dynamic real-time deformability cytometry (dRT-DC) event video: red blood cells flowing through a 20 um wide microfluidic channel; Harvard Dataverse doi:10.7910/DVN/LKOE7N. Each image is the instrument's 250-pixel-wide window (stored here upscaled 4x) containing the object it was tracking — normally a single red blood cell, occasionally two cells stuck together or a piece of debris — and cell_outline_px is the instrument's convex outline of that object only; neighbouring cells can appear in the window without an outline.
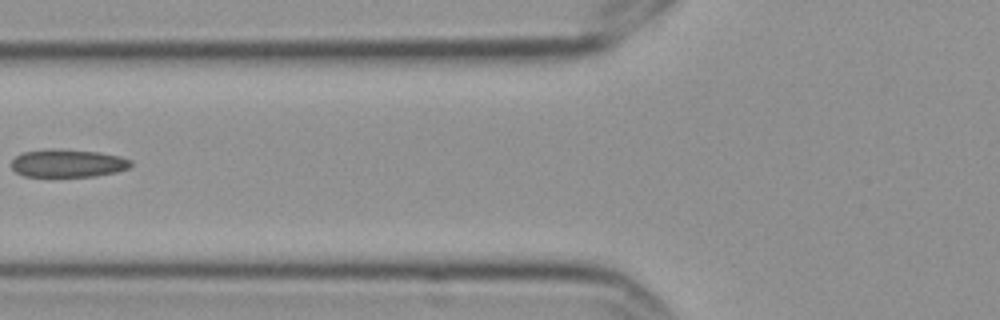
{"species": "Egyptian fruit bat (a non-hibernating species)", "species_latin": "Rousettus aegyptiacus", "temperature_condition": "cold", "stored_images_in_passage": 7, "camera_frame_rate_fps": 3000, "um_per_image_px": 0.085, "frame": {"image": 1, "passage_image": 7, "time_ms": 2.0, "image_size_px": [1000, 320], "cell_outline_px": [[132, 164], [128, 168], [116, 172], [92, 176], [24, 176], [16, 172], [12, 168], [12, 160], [20, 152], [48, 148], [52, 148], [100, 152], [120, 156], [132, 160]], "centroid_in_image_um": [5.75, 13.86], "position_along_channel_um": 120.1, "area_um2": 19.54}}